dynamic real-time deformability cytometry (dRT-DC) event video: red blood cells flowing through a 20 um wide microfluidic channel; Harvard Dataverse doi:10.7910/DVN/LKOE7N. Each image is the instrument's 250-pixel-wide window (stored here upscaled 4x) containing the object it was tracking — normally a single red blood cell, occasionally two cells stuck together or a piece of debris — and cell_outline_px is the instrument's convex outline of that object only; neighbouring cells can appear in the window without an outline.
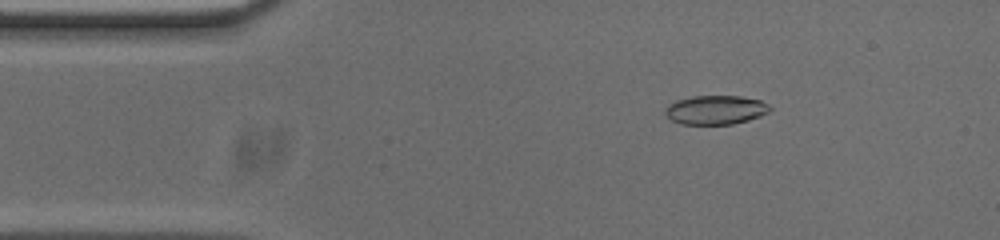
{"species": "common noctule bat (a hibernating species)", "species_latin": "Nyctalus noctula", "temperature_condition": "cold", "stored_images_in_passage": 53, "camera_frame_rate_fps": 3000, "um_per_image_px": 0.085, "animal": {"sex": "male", "body_mass_g": 20.0, "forearm_length_mm": 53.3}, "frame": {"image": 1, "passage_image": 8, "time_ms": 2.333, "image_size_px": [1000, 240], "cell_outline_px": [[772, 108], [768, 112], [760, 116], [748, 120], [732, 124], [680, 124], [672, 120], [664, 112], [664, 108], [668, 104], [676, 100], [696, 96], [740, 96], [760, 100], [768, 104]], "centroid_in_image_um": [60.82, 9.34], "position_along_channel_um": 24.2, "area_um2": 17.69}}
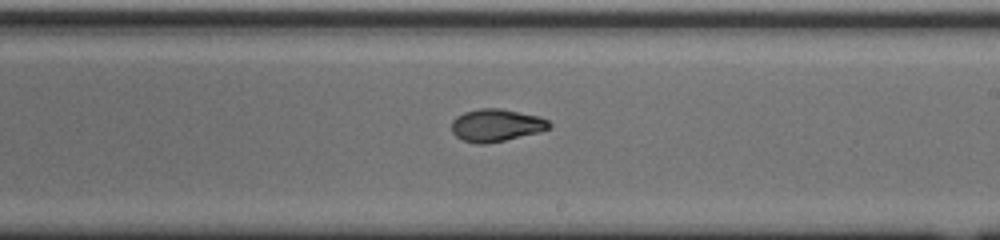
{"frame": {"image": 2, "passage_image": 30, "time_ms": 9.667, "image_size_px": [1000, 240], "cell_outline_px": [[552, 124], [548, 128], [540, 132], [504, 140], [484, 144], [476, 144], [460, 140], [452, 132], [452, 120], [456, 116], [464, 112], [480, 108], [500, 108], [540, 116], [548, 120]], "centroid_in_image_um": [42.16, 10.64], "position_along_channel_um": 246.8, "area_um2": 18.61}}
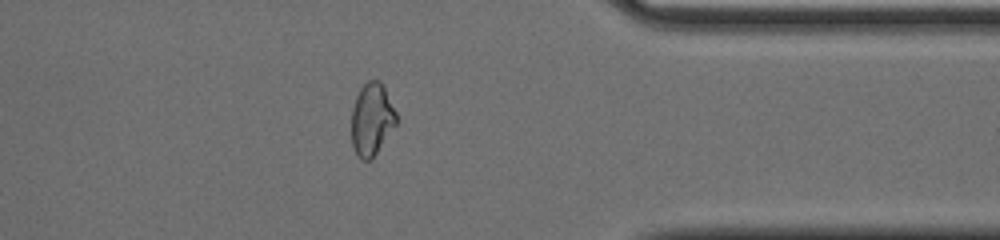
{"frame": {"image": 3, "passage_image": 42, "time_ms": 13.667, "image_size_px": [1000, 240], "cell_outline_px": [[400, 120], [376, 152], [368, 160], [360, 160], [352, 144], [352, 108], [356, 96], [360, 88], [368, 80], [380, 80]], "centroid_in_image_um": [31.61, 10.12], "position_along_channel_um": 379.8, "area_um2": 18.79}, "authors_computed_cell_mechanics": {"area_um2": 18.6116, "velocity_mm_per_s": 3.7445, "shape_relaxation_time_tau1_ms": 6.9225, "shape_relaxation_time_tau2_ms": 2.451, "deformation_change_tau1": 0.1851, "deformation_change_tau2": 0.0624}}